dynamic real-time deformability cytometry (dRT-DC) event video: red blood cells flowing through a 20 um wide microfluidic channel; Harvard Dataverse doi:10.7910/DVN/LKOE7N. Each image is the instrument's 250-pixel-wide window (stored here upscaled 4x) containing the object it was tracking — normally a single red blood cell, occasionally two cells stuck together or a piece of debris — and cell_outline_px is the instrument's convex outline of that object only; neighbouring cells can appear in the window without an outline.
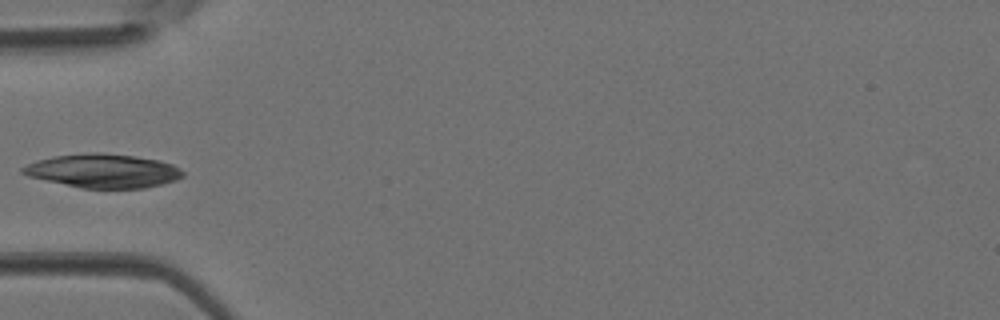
{"species": "Egyptian fruit bat (a non-hibernating species)", "species_latin": "Rousettus aegyptiacus", "temperature_condition": "room temperature", "stored_images_in_passage": 4, "camera_frame_rate_fps": 3000, "um_per_image_px": 0.085, "animal": {"sex": "female"}, "frame": {"image": 1, "passage_image": 4, "time_ms": 1.0, "image_size_px": [1000, 320], "cell_outline_px": [[184, 176], [176, 180], [144, 188], [80, 188], [44, 180], [28, 176], [20, 172], [20, 168], [36, 160], [52, 156], [92, 152], [100, 152], [132, 156], [160, 160], [172, 164], [180, 168], [184, 172]], "centroid_in_image_um": [8.75, 14.52], "position_along_channel_um": 76.3, "area_um2": 31.62}}